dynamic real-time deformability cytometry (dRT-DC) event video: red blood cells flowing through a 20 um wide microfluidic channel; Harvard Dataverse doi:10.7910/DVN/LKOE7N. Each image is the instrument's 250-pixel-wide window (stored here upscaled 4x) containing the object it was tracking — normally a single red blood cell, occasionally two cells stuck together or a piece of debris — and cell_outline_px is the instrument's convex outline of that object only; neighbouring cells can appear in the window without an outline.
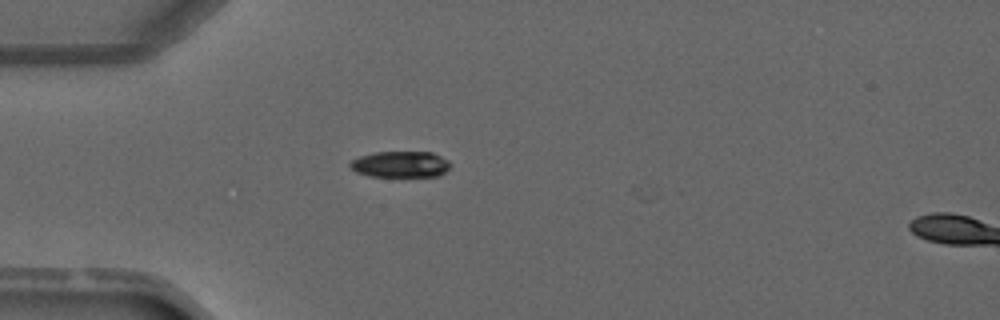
{"species": "common noctule bat (a hibernating species)", "species_latin": "Nyctalus noctula", "temperature_condition": "warm", "stored_images_in_passage": 2, "segment_of_instrument_passage": [1, 2], "camera_frame_rate_fps": 3000, "um_per_image_px": 0.085, "animal": {"sex": "male", "forearm_length_mm": 52.5}, "frame": {"image": 1, "passage_image": 1, "time_ms": 0.0, "image_size_px": [1000, 320], "cell_outline_px": [[452, 164], [444, 172], [436, 176], [368, 176], [356, 172], [348, 164], [352, 160], [360, 156], [376, 152], [432, 152], [448, 160]], "centroid_in_image_um": [34.03, 13.96], "position_along_channel_um": 51.0, "area_um2": 15.2}}